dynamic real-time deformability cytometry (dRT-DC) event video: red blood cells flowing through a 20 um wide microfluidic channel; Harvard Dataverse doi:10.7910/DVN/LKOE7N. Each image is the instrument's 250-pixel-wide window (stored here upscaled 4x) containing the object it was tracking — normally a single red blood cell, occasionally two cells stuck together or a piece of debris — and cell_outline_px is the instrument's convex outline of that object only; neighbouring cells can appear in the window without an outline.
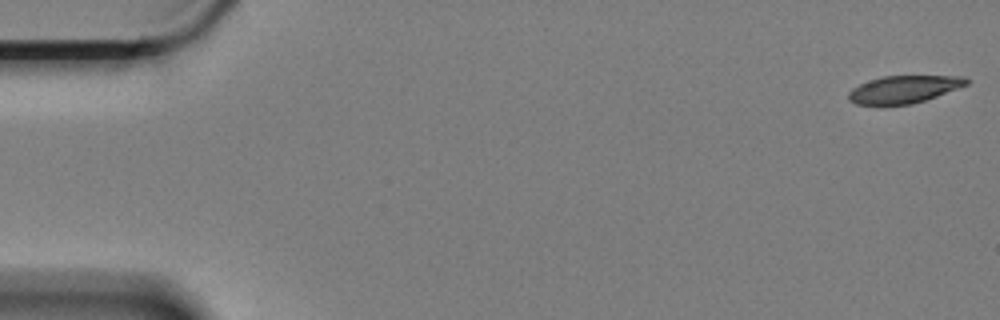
{"species": "Egyptian fruit bat (a non-hibernating species)", "species_latin": "Rousettus aegyptiacus", "temperature_condition": "cold", "stored_images_in_passage": 8, "camera_frame_rate_fps": 3000, "um_per_image_px": 0.085, "animal": {"sex": "female"}, "frame": {"image": 1, "passage_image": 1, "time_ms": 0.0, "image_size_px": [1000, 320], "cell_outline_px": [[968, 84], [936, 96], [924, 100], [908, 104], [856, 104], [848, 100], [848, 92], [852, 88], [868, 80], [884, 76], [964, 76], [968, 80]], "centroid_in_image_um": [76.8, 7.58], "position_along_channel_um": 8.2, "area_um2": 18.55}}
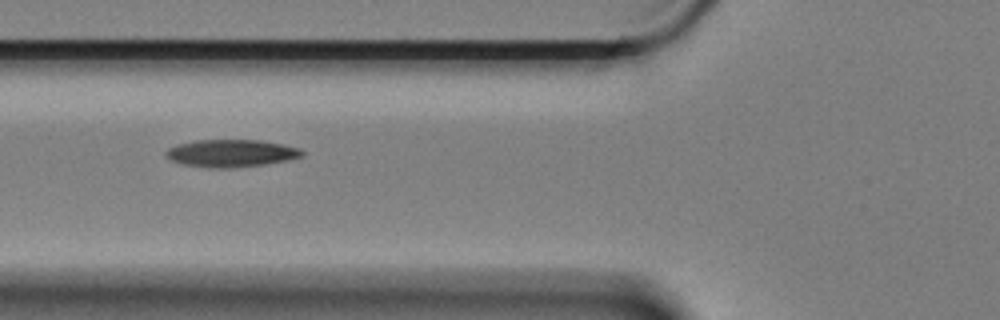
{"frame": {"image": 2, "passage_image": 7, "time_ms": 2.0, "image_size_px": [1000, 320], "cell_outline_px": [[304, 156], [288, 160], [264, 164], [232, 168], [208, 168], [180, 164], [164, 156], [164, 152], [168, 148], [176, 144], [196, 140], [260, 140], [284, 144], [300, 148], [304, 152]], "centroid_in_image_um": [19.63, 13.02], "position_along_channel_um": 106.2, "area_um2": 22.08}}
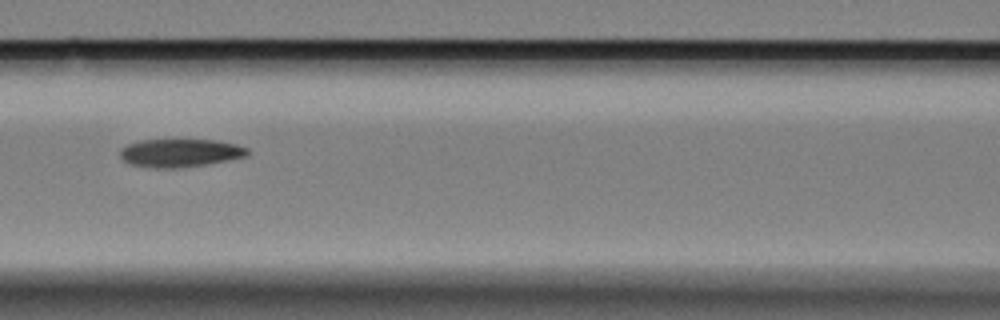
{"frame": {"image": 3, "passage_image": 8, "time_ms": 2.333, "image_size_px": [1000, 320], "cell_outline_px": [[248, 156], [228, 160], [180, 168], [152, 168], [128, 164], [120, 156], [120, 148], [128, 144], [140, 140], [216, 140], [236, 144], [248, 148]], "centroid_in_image_um": [15.29, 13.0], "position_along_channel_um": 151.3, "area_um2": 20.92}}